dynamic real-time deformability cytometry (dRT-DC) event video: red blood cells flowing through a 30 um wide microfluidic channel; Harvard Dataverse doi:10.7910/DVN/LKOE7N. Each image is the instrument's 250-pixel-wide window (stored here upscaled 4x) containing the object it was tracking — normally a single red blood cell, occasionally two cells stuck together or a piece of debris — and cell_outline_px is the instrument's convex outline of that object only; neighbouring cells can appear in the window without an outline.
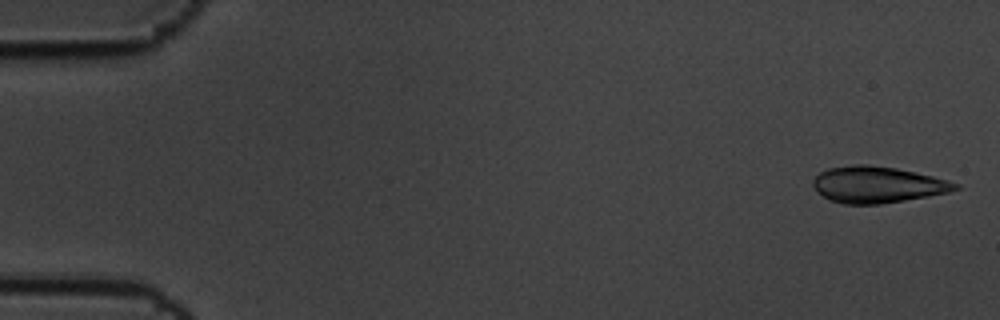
{"species": "common noctule bat (a hibernating species)", "species_latin": "Nyctalus noctula", "temperature_condition": "cold", "stored_images_in_passage": 5, "camera_frame_rate_fps": 3000, "um_per_image_px": 0.085, "animal": {"sex": "male", "body_mass_g": 19.5, "forearm_length_mm": 54.6}, "frame": {"image": 1, "passage_image": 1, "time_ms": 0.0, "image_size_px": [1000, 320], "cell_outline_px": [[960, 188], [948, 192], [928, 196], [880, 204], [844, 204], [828, 200], [816, 192], [812, 184], [812, 180], [820, 172], [828, 168], [852, 164], [868, 164], [896, 168], [932, 176], [948, 180], [960, 184]], "centroid_in_image_um": [74.54, 15.69], "position_along_channel_um": 10.5, "area_um2": 30.29}}
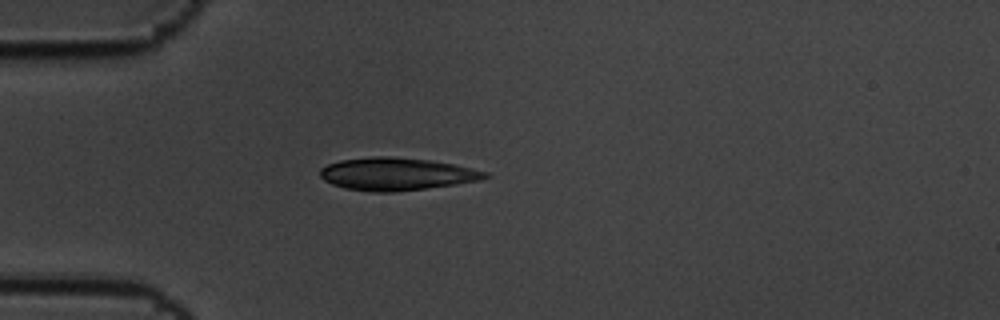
{"frame": {"image": 2, "passage_image": 5, "time_ms": 1.333, "image_size_px": [1000, 320], "cell_outline_px": [[492, 176], [480, 180], [456, 184], [396, 192], [372, 192], [344, 188], [332, 184], [324, 180], [320, 176], [320, 168], [328, 164], [340, 160], [372, 156], [392, 156], [432, 160], [472, 168], [488, 172]], "centroid_in_image_um": [33.71, 14.78], "position_along_channel_um": 51.3, "area_um2": 31.56}}